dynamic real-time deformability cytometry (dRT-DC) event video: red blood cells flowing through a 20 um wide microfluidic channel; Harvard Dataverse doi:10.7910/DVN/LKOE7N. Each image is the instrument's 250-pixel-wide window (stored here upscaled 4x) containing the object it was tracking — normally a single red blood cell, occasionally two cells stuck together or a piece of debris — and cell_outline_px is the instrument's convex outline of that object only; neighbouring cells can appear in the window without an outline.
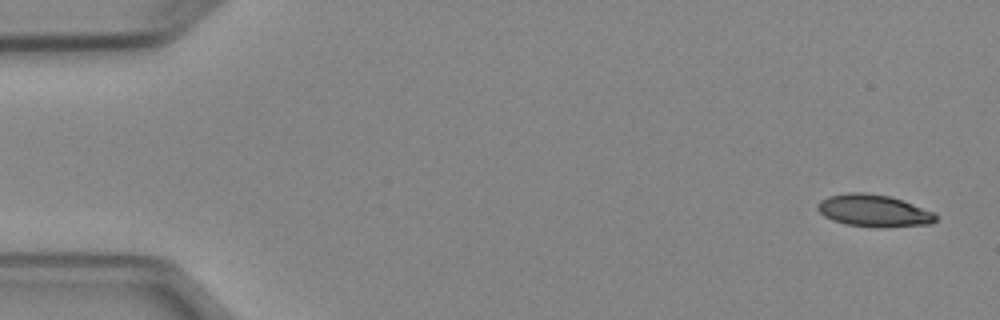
{"species": "Egyptian fruit bat (a non-hibernating species)", "species_latin": "Rousettus aegyptiacus", "temperature_condition": "cold", "stored_images_in_passage": 7, "camera_frame_rate_fps": 3000, "um_per_image_px": 0.085, "animal": {"sex": "female"}, "frame": {"image": 1, "passage_image": 1, "time_ms": 0.0, "image_size_px": [1000, 320], "cell_outline_px": [[936, 220], [932, 224], [884, 228], [876, 228], [844, 224], [832, 220], [824, 216], [816, 208], [816, 204], [820, 200], [828, 196], [848, 192], [864, 192], [888, 196], [904, 200], [936, 212]], "centroid_in_image_um": [74.29, 17.92], "position_along_channel_um": 10.7, "area_um2": 22.66}}
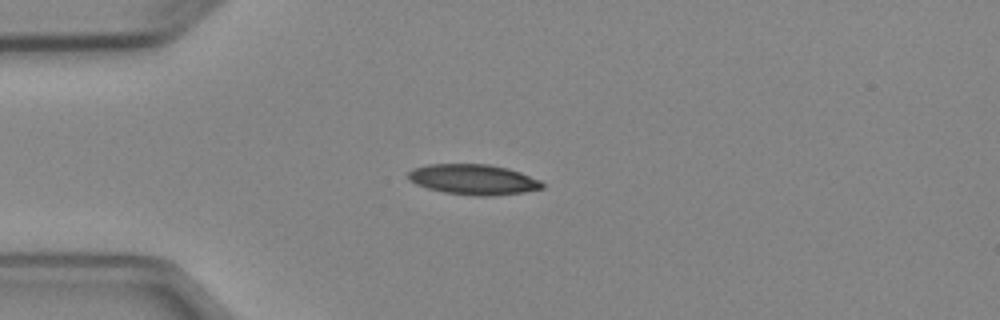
{"frame": {"image": 2, "passage_image": 4, "time_ms": 3.667, "image_size_px": [1000, 320], "cell_outline_px": [[544, 188], [524, 192], [476, 196], [444, 192], [428, 188], [416, 184], [408, 180], [408, 172], [412, 168], [428, 164], [488, 164], [508, 168], [520, 172], [540, 180], [544, 184]], "centroid_in_image_um": [40.21, 15.24], "position_along_channel_um": 44.8, "area_um2": 23.58}}